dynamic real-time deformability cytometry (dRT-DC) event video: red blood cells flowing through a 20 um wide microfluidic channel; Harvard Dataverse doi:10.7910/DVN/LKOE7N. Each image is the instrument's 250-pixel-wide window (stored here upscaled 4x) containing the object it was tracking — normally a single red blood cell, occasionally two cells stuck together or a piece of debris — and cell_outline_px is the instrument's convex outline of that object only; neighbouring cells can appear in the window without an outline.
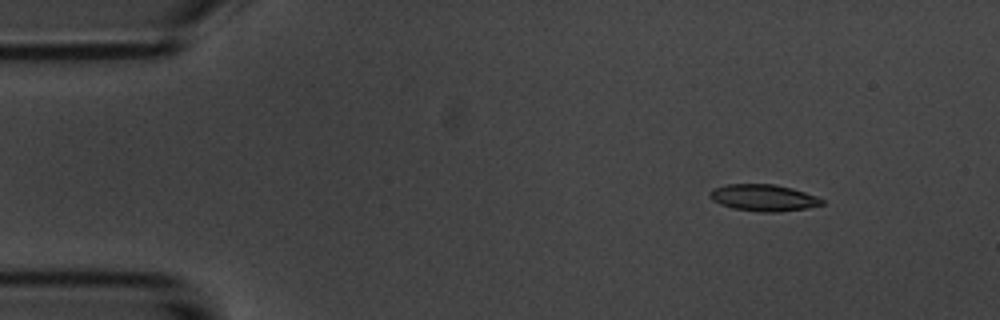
{"species": "common noctule bat (a hibernating species)", "species_latin": "Nyctalus noctula", "temperature_condition": "room temperature", "stored_images_in_passage": 5, "camera_frame_rate_fps": 3000, "um_per_image_px": 0.085, "animal": {"sex": "male", "body_mass_g": 20.1, "forearm_length_mm": 53.5}, "frame": {"image": 1, "passage_image": 2, "time_ms": 1.0, "image_size_px": [1000, 320], "cell_outline_px": [[824, 204], [808, 208], [780, 212], [760, 212], [732, 208], [720, 204], [712, 200], [708, 196], [708, 192], [712, 188], [728, 184], [772, 184], [792, 188], [816, 196], [824, 200]], "centroid_in_image_um": [64.87, 16.81], "position_along_channel_um": 20.1, "area_um2": 17.57}}
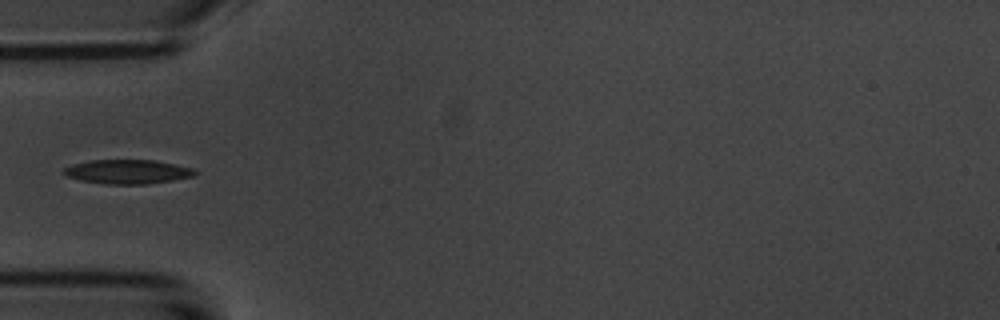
{"frame": {"image": 2, "passage_image": 5, "time_ms": 4.667, "image_size_px": [1000, 320], "cell_outline_px": [[196, 172], [192, 176], [172, 180], [148, 184], [108, 184], [80, 180], [64, 176], [64, 168], [72, 164], [88, 160], [156, 160], [196, 168]], "centroid_in_image_um": [10.84, 14.59], "position_along_channel_um": 74.2, "area_um2": 18.55}}